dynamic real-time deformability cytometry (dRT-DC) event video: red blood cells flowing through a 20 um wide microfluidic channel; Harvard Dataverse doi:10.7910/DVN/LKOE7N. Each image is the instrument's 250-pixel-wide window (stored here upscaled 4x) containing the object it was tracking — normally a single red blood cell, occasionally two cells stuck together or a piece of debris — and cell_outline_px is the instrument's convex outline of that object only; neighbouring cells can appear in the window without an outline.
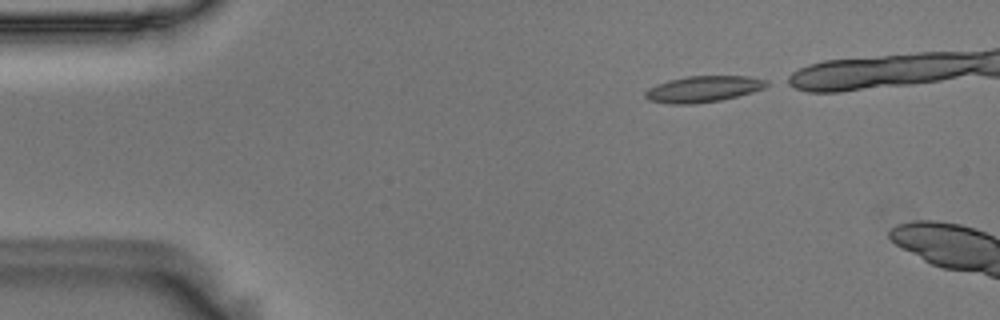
{"species": "Egyptian fruit bat (a non-hibernating species)", "species_latin": "Rousettus aegyptiacus", "temperature_condition": "room temperature", "stored_images_in_passage": 6, "camera_frame_rate_fps": 3000, "um_per_image_px": 0.085, "animal": {"sex": "male"}, "frame": {"image": 1, "passage_image": 1, "time_ms": 0.0, "image_size_px": [1000, 320], "cell_outline_px": [[772, 84], [764, 88], [752, 92], [720, 100], [696, 104], [668, 104], [648, 100], [644, 96], [644, 92], [648, 88], [656, 84], [668, 80], [688, 76], [752, 76], [768, 80]], "centroid_in_image_um": [59.78, 7.56], "position_along_channel_um": 25.2, "area_um2": 18.79}}